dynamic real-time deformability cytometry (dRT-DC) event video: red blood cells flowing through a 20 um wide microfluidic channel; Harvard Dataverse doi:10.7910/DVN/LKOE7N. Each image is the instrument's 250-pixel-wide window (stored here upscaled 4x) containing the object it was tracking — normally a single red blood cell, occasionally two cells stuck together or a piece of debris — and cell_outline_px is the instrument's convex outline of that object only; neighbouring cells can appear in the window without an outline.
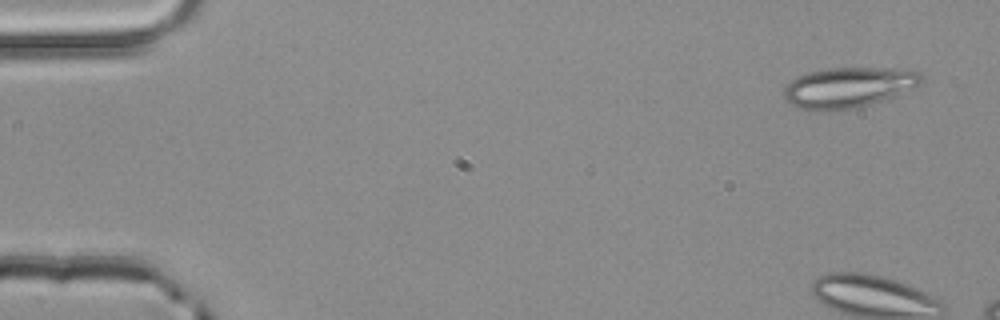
{"species": "common noctule bat (a hibernating species)", "species_latin": "Nyctalus noctula", "temperature_condition": "room temperature", "stored_images_in_passage": 6, "camera_frame_rate_fps": 3000, "um_per_image_px": 0.085, "animal": {"sex": "male", "body_mass_g": 20.4}, "frame": {"image": 1, "passage_image": 3, "time_ms": 0.667, "image_size_px": [1000, 320], "cell_outline_px": [[924, 80], [920, 84], [892, 96], [868, 104], [852, 108], [820, 112], [812, 112], [800, 108], [792, 104], [784, 96], [784, 88], [792, 80], [808, 72], [828, 68], [892, 68], [920, 72], [924, 76]], "centroid_in_image_um": [72.09, 7.43], "position_along_channel_um": 12.9, "area_um2": 32.02}}